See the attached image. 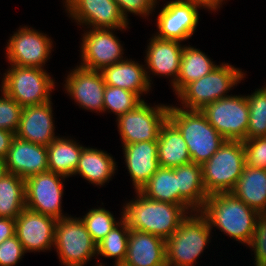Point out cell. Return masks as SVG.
Masks as SVG:
<instances>
[{"instance_id": "cell-1", "label": "cell", "mask_w": 266, "mask_h": 266, "mask_svg": "<svg viewBox=\"0 0 266 266\" xmlns=\"http://www.w3.org/2000/svg\"><path fill=\"white\" fill-rule=\"evenodd\" d=\"M199 212L211 229L216 227L247 246L251 242L259 215L232 192L210 194Z\"/></svg>"}, {"instance_id": "cell-2", "label": "cell", "mask_w": 266, "mask_h": 266, "mask_svg": "<svg viewBox=\"0 0 266 266\" xmlns=\"http://www.w3.org/2000/svg\"><path fill=\"white\" fill-rule=\"evenodd\" d=\"M124 204L123 220L130 229L143 231L167 240L190 212L182 205L151 200L139 191Z\"/></svg>"}, {"instance_id": "cell-3", "label": "cell", "mask_w": 266, "mask_h": 266, "mask_svg": "<svg viewBox=\"0 0 266 266\" xmlns=\"http://www.w3.org/2000/svg\"><path fill=\"white\" fill-rule=\"evenodd\" d=\"M168 119L180 131L193 163L202 165L226 141L199 110H186L171 105Z\"/></svg>"}, {"instance_id": "cell-4", "label": "cell", "mask_w": 266, "mask_h": 266, "mask_svg": "<svg viewBox=\"0 0 266 266\" xmlns=\"http://www.w3.org/2000/svg\"><path fill=\"white\" fill-rule=\"evenodd\" d=\"M211 231L206 218L199 211L187 214L178 229L165 240L167 266H195L210 243Z\"/></svg>"}, {"instance_id": "cell-5", "label": "cell", "mask_w": 266, "mask_h": 266, "mask_svg": "<svg viewBox=\"0 0 266 266\" xmlns=\"http://www.w3.org/2000/svg\"><path fill=\"white\" fill-rule=\"evenodd\" d=\"M245 165L243 141L226 140L211 158L201 165L207 194L231 192Z\"/></svg>"}, {"instance_id": "cell-6", "label": "cell", "mask_w": 266, "mask_h": 266, "mask_svg": "<svg viewBox=\"0 0 266 266\" xmlns=\"http://www.w3.org/2000/svg\"><path fill=\"white\" fill-rule=\"evenodd\" d=\"M245 73L228 63L216 66L209 74L189 83L177 96L182 108L201 111L206 105L222 99L243 80Z\"/></svg>"}, {"instance_id": "cell-7", "label": "cell", "mask_w": 266, "mask_h": 266, "mask_svg": "<svg viewBox=\"0 0 266 266\" xmlns=\"http://www.w3.org/2000/svg\"><path fill=\"white\" fill-rule=\"evenodd\" d=\"M11 66V67H10ZM3 75L1 93L5 92L22 107L51 101L55 80L42 68L10 65Z\"/></svg>"}, {"instance_id": "cell-8", "label": "cell", "mask_w": 266, "mask_h": 266, "mask_svg": "<svg viewBox=\"0 0 266 266\" xmlns=\"http://www.w3.org/2000/svg\"><path fill=\"white\" fill-rule=\"evenodd\" d=\"M54 246L59 261L65 266H84L92 257L97 258V244L80 217L68 215L57 220Z\"/></svg>"}, {"instance_id": "cell-9", "label": "cell", "mask_w": 266, "mask_h": 266, "mask_svg": "<svg viewBox=\"0 0 266 266\" xmlns=\"http://www.w3.org/2000/svg\"><path fill=\"white\" fill-rule=\"evenodd\" d=\"M201 112L226 140H245L249 125L246 95H230L206 105Z\"/></svg>"}, {"instance_id": "cell-10", "label": "cell", "mask_w": 266, "mask_h": 266, "mask_svg": "<svg viewBox=\"0 0 266 266\" xmlns=\"http://www.w3.org/2000/svg\"><path fill=\"white\" fill-rule=\"evenodd\" d=\"M170 106L150 107L145 100L134 110L116 118L122 146L142 141H157L160 128L168 118Z\"/></svg>"}, {"instance_id": "cell-11", "label": "cell", "mask_w": 266, "mask_h": 266, "mask_svg": "<svg viewBox=\"0 0 266 266\" xmlns=\"http://www.w3.org/2000/svg\"><path fill=\"white\" fill-rule=\"evenodd\" d=\"M66 177L46 171L25 180L26 208L43 215L65 218L62 213L63 180Z\"/></svg>"}, {"instance_id": "cell-12", "label": "cell", "mask_w": 266, "mask_h": 266, "mask_svg": "<svg viewBox=\"0 0 266 266\" xmlns=\"http://www.w3.org/2000/svg\"><path fill=\"white\" fill-rule=\"evenodd\" d=\"M52 40L28 26L14 32L7 42L6 58L10 65L44 69L52 50Z\"/></svg>"}, {"instance_id": "cell-13", "label": "cell", "mask_w": 266, "mask_h": 266, "mask_svg": "<svg viewBox=\"0 0 266 266\" xmlns=\"http://www.w3.org/2000/svg\"><path fill=\"white\" fill-rule=\"evenodd\" d=\"M83 34L80 66L101 71L123 60V46L113 34L115 29L90 28ZM114 31V32H113Z\"/></svg>"}, {"instance_id": "cell-14", "label": "cell", "mask_w": 266, "mask_h": 266, "mask_svg": "<svg viewBox=\"0 0 266 266\" xmlns=\"http://www.w3.org/2000/svg\"><path fill=\"white\" fill-rule=\"evenodd\" d=\"M64 4L69 17L80 26L115 30L129 28L115 0H65Z\"/></svg>"}, {"instance_id": "cell-15", "label": "cell", "mask_w": 266, "mask_h": 266, "mask_svg": "<svg viewBox=\"0 0 266 266\" xmlns=\"http://www.w3.org/2000/svg\"><path fill=\"white\" fill-rule=\"evenodd\" d=\"M199 8L195 3L180 0L168 1L157 16V33L160 39L186 41L194 34L199 22Z\"/></svg>"}, {"instance_id": "cell-16", "label": "cell", "mask_w": 266, "mask_h": 266, "mask_svg": "<svg viewBox=\"0 0 266 266\" xmlns=\"http://www.w3.org/2000/svg\"><path fill=\"white\" fill-rule=\"evenodd\" d=\"M76 66L67 75L65 91L80 108L103 113L106 84L101 71Z\"/></svg>"}, {"instance_id": "cell-17", "label": "cell", "mask_w": 266, "mask_h": 266, "mask_svg": "<svg viewBox=\"0 0 266 266\" xmlns=\"http://www.w3.org/2000/svg\"><path fill=\"white\" fill-rule=\"evenodd\" d=\"M57 220L25 208L15 219V235L25 252H40L54 247Z\"/></svg>"}, {"instance_id": "cell-18", "label": "cell", "mask_w": 266, "mask_h": 266, "mask_svg": "<svg viewBox=\"0 0 266 266\" xmlns=\"http://www.w3.org/2000/svg\"><path fill=\"white\" fill-rule=\"evenodd\" d=\"M6 171L22 179L49 171L47 147L15 136L4 159Z\"/></svg>"}, {"instance_id": "cell-19", "label": "cell", "mask_w": 266, "mask_h": 266, "mask_svg": "<svg viewBox=\"0 0 266 266\" xmlns=\"http://www.w3.org/2000/svg\"><path fill=\"white\" fill-rule=\"evenodd\" d=\"M180 41L150 38L146 51V74L151 85L150 74L171 77V85L176 81L180 70L183 47ZM152 72V73H149Z\"/></svg>"}, {"instance_id": "cell-20", "label": "cell", "mask_w": 266, "mask_h": 266, "mask_svg": "<svg viewBox=\"0 0 266 266\" xmlns=\"http://www.w3.org/2000/svg\"><path fill=\"white\" fill-rule=\"evenodd\" d=\"M52 102L25 106L22 110L20 125L15 136L35 144L48 146L55 136Z\"/></svg>"}, {"instance_id": "cell-21", "label": "cell", "mask_w": 266, "mask_h": 266, "mask_svg": "<svg viewBox=\"0 0 266 266\" xmlns=\"http://www.w3.org/2000/svg\"><path fill=\"white\" fill-rule=\"evenodd\" d=\"M126 169L135 191H139L158 170L157 141H142L123 146Z\"/></svg>"}, {"instance_id": "cell-22", "label": "cell", "mask_w": 266, "mask_h": 266, "mask_svg": "<svg viewBox=\"0 0 266 266\" xmlns=\"http://www.w3.org/2000/svg\"><path fill=\"white\" fill-rule=\"evenodd\" d=\"M124 266H167L165 240L150 233L130 229Z\"/></svg>"}, {"instance_id": "cell-23", "label": "cell", "mask_w": 266, "mask_h": 266, "mask_svg": "<svg viewBox=\"0 0 266 266\" xmlns=\"http://www.w3.org/2000/svg\"><path fill=\"white\" fill-rule=\"evenodd\" d=\"M143 66L146 65L127 58L104 67L101 73L106 85L129 90L141 98V95L147 94L151 90L146 68Z\"/></svg>"}, {"instance_id": "cell-24", "label": "cell", "mask_w": 266, "mask_h": 266, "mask_svg": "<svg viewBox=\"0 0 266 266\" xmlns=\"http://www.w3.org/2000/svg\"><path fill=\"white\" fill-rule=\"evenodd\" d=\"M157 143L160 167L175 168L192 162L185 140L168 118L160 128Z\"/></svg>"}, {"instance_id": "cell-25", "label": "cell", "mask_w": 266, "mask_h": 266, "mask_svg": "<svg viewBox=\"0 0 266 266\" xmlns=\"http://www.w3.org/2000/svg\"><path fill=\"white\" fill-rule=\"evenodd\" d=\"M116 167L111 154L101 149L84 147L74 175L79 174L91 184L102 186L114 176Z\"/></svg>"}, {"instance_id": "cell-26", "label": "cell", "mask_w": 266, "mask_h": 266, "mask_svg": "<svg viewBox=\"0 0 266 266\" xmlns=\"http://www.w3.org/2000/svg\"><path fill=\"white\" fill-rule=\"evenodd\" d=\"M231 192L259 214L266 213V170L245 165Z\"/></svg>"}, {"instance_id": "cell-27", "label": "cell", "mask_w": 266, "mask_h": 266, "mask_svg": "<svg viewBox=\"0 0 266 266\" xmlns=\"http://www.w3.org/2000/svg\"><path fill=\"white\" fill-rule=\"evenodd\" d=\"M179 188V197L193 210L199 211L209 196L206 192L202 167L188 163L174 168Z\"/></svg>"}, {"instance_id": "cell-28", "label": "cell", "mask_w": 266, "mask_h": 266, "mask_svg": "<svg viewBox=\"0 0 266 266\" xmlns=\"http://www.w3.org/2000/svg\"><path fill=\"white\" fill-rule=\"evenodd\" d=\"M84 146L68 137H57L47 146L49 171L66 178L74 175Z\"/></svg>"}, {"instance_id": "cell-29", "label": "cell", "mask_w": 266, "mask_h": 266, "mask_svg": "<svg viewBox=\"0 0 266 266\" xmlns=\"http://www.w3.org/2000/svg\"><path fill=\"white\" fill-rule=\"evenodd\" d=\"M145 197L165 203L182 205L194 212L180 197L174 168L159 167L150 180L139 190Z\"/></svg>"}, {"instance_id": "cell-30", "label": "cell", "mask_w": 266, "mask_h": 266, "mask_svg": "<svg viewBox=\"0 0 266 266\" xmlns=\"http://www.w3.org/2000/svg\"><path fill=\"white\" fill-rule=\"evenodd\" d=\"M216 65L200 49L191 45L183 47L181 65L173 91L178 95L189 83L194 82L209 74Z\"/></svg>"}, {"instance_id": "cell-31", "label": "cell", "mask_w": 266, "mask_h": 266, "mask_svg": "<svg viewBox=\"0 0 266 266\" xmlns=\"http://www.w3.org/2000/svg\"><path fill=\"white\" fill-rule=\"evenodd\" d=\"M25 208V180L6 172L0 178V217L16 219Z\"/></svg>"}, {"instance_id": "cell-32", "label": "cell", "mask_w": 266, "mask_h": 266, "mask_svg": "<svg viewBox=\"0 0 266 266\" xmlns=\"http://www.w3.org/2000/svg\"><path fill=\"white\" fill-rule=\"evenodd\" d=\"M119 220L120 222L97 244V256L114 258L115 265L125 262L130 233V228L123 220V216Z\"/></svg>"}, {"instance_id": "cell-33", "label": "cell", "mask_w": 266, "mask_h": 266, "mask_svg": "<svg viewBox=\"0 0 266 266\" xmlns=\"http://www.w3.org/2000/svg\"><path fill=\"white\" fill-rule=\"evenodd\" d=\"M249 106V125L246 139L266 137V86L246 96Z\"/></svg>"}, {"instance_id": "cell-34", "label": "cell", "mask_w": 266, "mask_h": 266, "mask_svg": "<svg viewBox=\"0 0 266 266\" xmlns=\"http://www.w3.org/2000/svg\"><path fill=\"white\" fill-rule=\"evenodd\" d=\"M144 100L123 88L115 86H105L103 112H112L117 118L124 113L134 110Z\"/></svg>"}, {"instance_id": "cell-35", "label": "cell", "mask_w": 266, "mask_h": 266, "mask_svg": "<svg viewBox=\"0 0 266 266\" xmlns=\"http://www.w3.org/2000/svg\"><path fill=\"white\" fill-rule=\"evenodd\" d=\"M92 240L98 244L118 223L114 215L105 208H93L80 217Z\"/></svg>"}, {"instance_id": "cell-36", "label": "cell", "mask_w": 266, "mask_h": 266, "mask_svg": "<svg viewBox=\"0 0 266 266\" xmlns=\"http://www.w3.org/2000/svg\"><path fill=\"white\" fill-rule=\"evenodd\" d=\"M0 96V128L15 133L18 131L23 107L5 92Z\"/></svg>"}, {"instance_id": "cell-37", "label": "cell", "mask_w": 266, "mask_h": 266, "mask_svg": "<svg viewBox=\"0 0 266 266\" xmlns=\"http://www.w3.org/2000/svg\"><path fill=\"white\" fill-rule=\"evenodd\" d=\"M246 166L266 170V137L243 140Z\"/></svg>"}, {"instance_id": "cell-38", "label": "cell", "mask_w": 266, "mask_h": 266, "mask_svg": "<svg viewBox=\"0 0 266 266\" xmlns=\"http://www.w3.org/2000/svg\"><path fill=\"white\" fill-rule=\"evenodd\" d=\"M248 247L254 251L255 266H266V213L259 214Z\"/></svg>"}, {"instance_id": "cell-39", "label": "cell", "mask_w": 266, "mask_h": 266, "mask_svg": "<svg viewBox=\"0 0 266 266\" xmlns=\"http://www.w3.org/2000/svg\"><path fill=\"white\" fill-rule=\"evenodd\" d=\"M25 253L16 235L7 238L0 244V266H15Z\"/></svg>"}, {"instance_id": "cell-40", "label": "cell", "mask_w": 266, "mask_h": 266, "mask_svg": "<svg viewBox=\"0 0 266 266\" xmlns=\"http://www.w3.org/2000/svg\"><path fill=\"white\" fill-rule=\"evenodd\" d=\"M119 6L122 16L128 21V13H134V15H141L142 17H148L149 14L153 13L155 10L157 0H115Z\"/></svg>"}, {"instance_id": "cell-41", "label": "cell", "mask_w": 266, "mask_h": 266, "mask_svg": "<svg viewBox=\"0 0 266 266\" xmlns=\"http://www.w3.org/2000/svg\"><path fill=\"white\" fill-rule=\"evenodd\" d=\"M15 235V219L0 217V244Z\"/></svg>"}, {"instance_id": "cell-42", "label": "cell", "mask_w": 266, "mask_h": 266, "mask_svg": "<svg viewBox=\"0 0 266 266\" xmlns=\"http://www.w3.org/2000/svg\"><path fill=\"white\" fill-rule=\"evenodd\" d=\"M15 133L0 128V158L5 159Z\"/></svg>"}, {"instance_id": "cell-43", "label": "cell", "mask_w": 266, "mask_h": 266, "mask_svg": "<svg viewBox=\"0 0 266 266\" xmlns=\"http://www.w3.org/2000/svg\"><path fill=\"white\" fill-rule=\"evenodd\" d=\"M183 2H189V3H195L202 8H206L211 11H217V9H220V6H222L223 1L225 0H180Z\"/></svg>"}, {"instance_id": "cell-44", "label": "cell", "mask_w": 266, "mask_h": 266, "mask_svg": "<svg viewBox=\"0 0 266 266\" xmlns=\"http://www.w3.org/2000/svg\"><path fill=\"white\" fill-rule=\"evenodd\" d=\"M5 161L0 158V178L6 173Z\"/></svg>"}, {"instance_id": "cell-45", "label": "cell", "mask_w": 266, "mask_h": 266, "mask_svg": "<svg viewBox=\"0 0 266 266\" xmlns=\"http://www.w3.org/2000/svg\"><path fill=\"white\" fill-rule=\"evenodd\" d=\"M100 264H97L96 266H105L104 264H102L101 262H99Z\"/></svg>"}]
</instances>
